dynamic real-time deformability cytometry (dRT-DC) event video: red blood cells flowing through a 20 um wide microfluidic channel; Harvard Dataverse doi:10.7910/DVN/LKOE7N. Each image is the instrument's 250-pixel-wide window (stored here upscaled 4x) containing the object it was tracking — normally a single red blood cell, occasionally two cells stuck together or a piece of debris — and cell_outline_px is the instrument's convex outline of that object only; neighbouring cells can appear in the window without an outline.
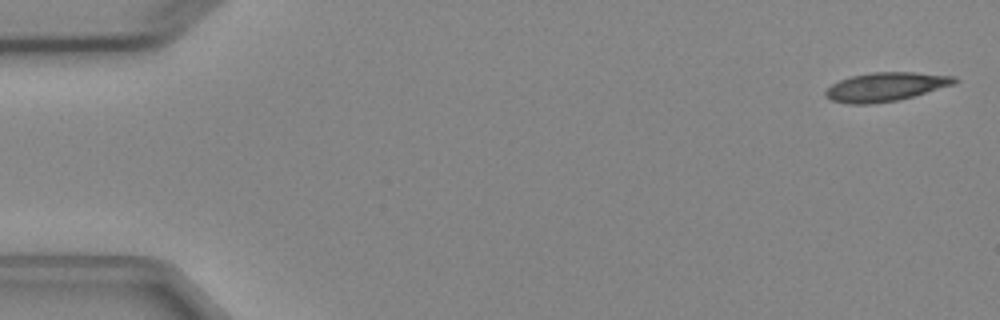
{"species": "Egyptian fruit bat (a non-hibernating species)", "species_latin": "Rousettus aegyptiacus", "temperature_condition": "cold", "stored_images_in_passage": 4, "camera_frame_rate_fps": 3000, "um_per_image_px": 0.085, "animal": {"sex": "female"}, "frame": {"image": 1, "passage_image": 1, "time_ms": 0.0, "image_size_px": [1000, 320], "cell_outline_px": [[960, 80], [956, 84], [912, 96], [896, 100], [872, 104], [848, 104], [832, 100], [824, 96], [824, 92], [832, 84], [840, 80], [852, 76], [872, 72], [916, 72], [956, 76]], "centroid_in_image_um": [75.31, 7.37], "position_along_channel_um": 9.7, "area_um2": 21.68}}
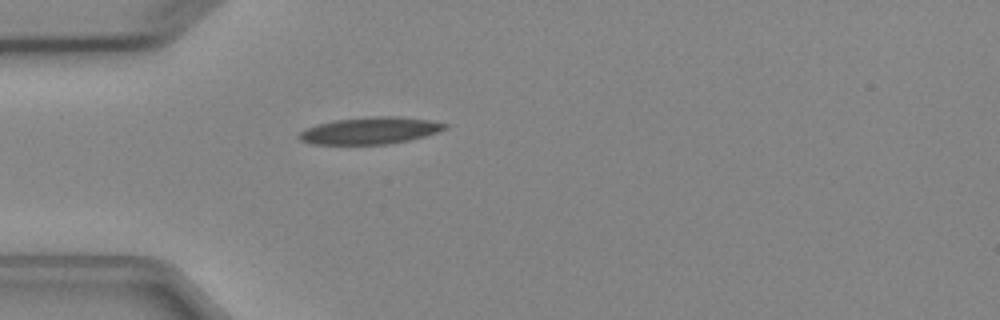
{"frame": {"image": 2, "passage_image": 4, "time_ms": 4.333, "image_size_px": [1000, 320], "cell_outline_px": [[448, 128], [412, 140], [388, 144], [312, 144], [300, 140], [296, 136], [304, 128], [316, 124], [332, 120], [376, 116], [396, 116], [428, 120], [448, 124]], "centroid_in_image_um": [31.42, 11.1], "position_along_channel_um": 53.6, "area_um2": 23.0}}